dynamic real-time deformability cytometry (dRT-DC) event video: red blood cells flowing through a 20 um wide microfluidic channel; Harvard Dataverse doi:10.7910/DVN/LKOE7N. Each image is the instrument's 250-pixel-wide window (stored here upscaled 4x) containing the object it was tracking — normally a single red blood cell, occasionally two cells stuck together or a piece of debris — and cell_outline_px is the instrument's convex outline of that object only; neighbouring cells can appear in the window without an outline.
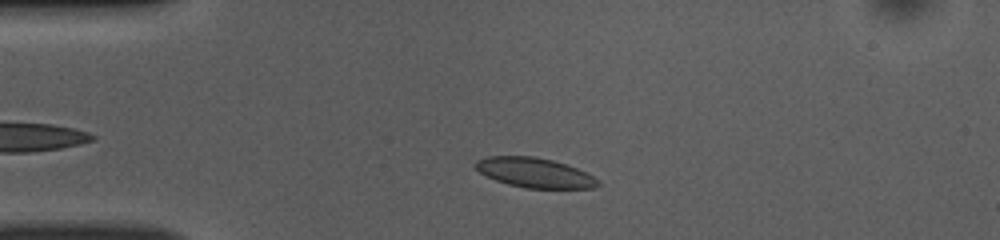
{"species": "common noctule bat (a hibernating species)", "species_latin": "Nyctalus noctula", "temperature_condition": "room temperature", "stored_images_in_passage": 45, "camera_frame_rate_fps": 3000, "um_per_image_px": 0.085, "animal": {"sex": "female", "body_mass_g": 10.0, "forearm_length_mm": 53.1}, "frame": {"image": 1, "passage_image": 6, "time_ms": 1.667, "image_size_px": [1000, 240], "cell_outline_px": [[600, 184], [596, 188], [524, 188], [508, 184], [496, 180], [480, 172], [472, 164], [476, 160], [488, 156], [536, 156], [552, 160], [576, 168], [600, 180]], "centroid_in_image_um": [45.43, 14.68], "position_along_channel_um": 39.6, "area_um2": 21.15}}
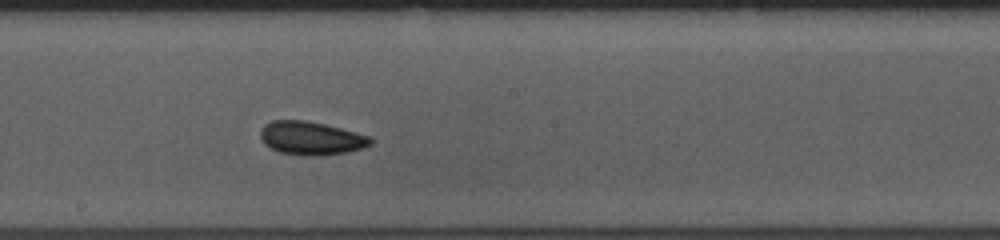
{"frame": {"image": 2, "passage_image": 22, "time_ms": 7.0, "image_size_px": [1000, 240], "cell_outline_px": [[372, 144], [360, 148], [344, 152], [320, 156], [304, 156], [280, 152], [264, 144], [260, 136], [260, 132], [264, 124], [272, 120], [304, 120], [324, 124], [356, 132], [368, 136], [372, 140]], "centroid_in_image_um": [26.4, 11.74], "position_along_channel_um": 221.8, "area_um2": 21.27}}
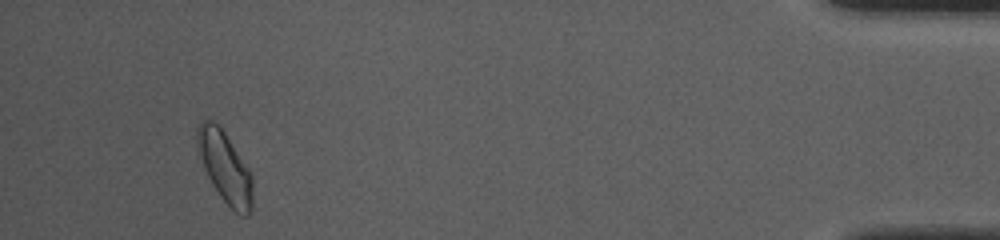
{"frame": {"image": 3, "passage_image": 42, "time_ms": 13.667, "image_size_px": [1000, 240], "cell_outline_px": [[252, 212], [248, 216], [240, 216], [220, 196], [212, 184], [204, 168], [196, 144], [196, 128], [200, 120], [212, 120], [224, 132], [252, 176]], "centroid_in_image_um": [19.1, 14.22], "position_along_channel_um": 416.1, "area_um2": 22.54}, "authors_computed_cell_mechanics": {"area_um2": 21.1548, "velocity_mm_per_s": 3.922, "shape_relaxation_time_tau1_ms": 6.8053, "shape_relaxation_time_tau2_ms": 2.0495, "deformation_change_tau1": 0.0858, "deformation_change_tau2": 0.0652}}